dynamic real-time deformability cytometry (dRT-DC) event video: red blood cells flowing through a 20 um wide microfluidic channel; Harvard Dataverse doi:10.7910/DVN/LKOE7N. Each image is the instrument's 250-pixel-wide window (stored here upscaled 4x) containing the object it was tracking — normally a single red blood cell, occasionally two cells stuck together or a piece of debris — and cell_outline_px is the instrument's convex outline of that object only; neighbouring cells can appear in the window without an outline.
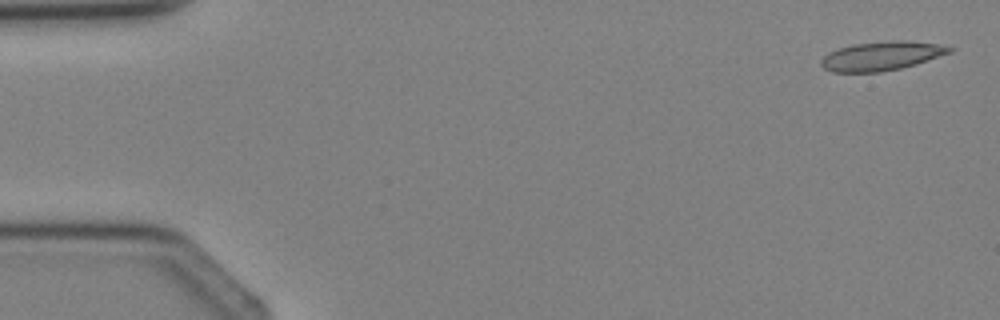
{"species": "Egyptian fruit bat (a non-hibernating species)", "species_latin": "Rousettus aegyptiacus", "temperature_condition": "cold", "stored_images_in_passage": 4, "camera_frame_rate_fps": 3000, "um_per_image_px": 0.085, "animal": {"sex": "female"}, "frame": {"image": 1, "passage_image": 1, "time_ms": 0.0, "image_size_px": [1000, 320], "cell_outline_px": [[956, 48], [952, 52], [916, 64], [900, 68], [880, 72], [832, 72], [824, 68], [820, 64], [820, 60], [828, 52], [852, 44], [892, 40], [908, 40], [936, 44]], "centroid_in_image_um": [74.93, 4.75], "position_along_channel_um": 10.1, "area_um2": 21.73}}
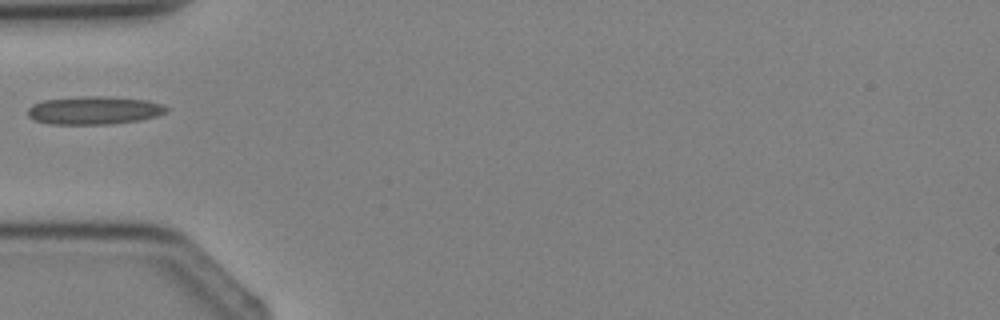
{"frame": {"image": 2, "passage_image": 4, "time_ms": 3.667, "image_size_px": [1000, 320], "cell_outline_px": [[168, 112], [156, 116], [140, 120], [108, 124], [48, 124], [32, 120], [28, 116], [28, 108], [32, 104], [44, 100], [84, 96], [108, 96], [148, 100], [164, 104], [168, 108]], "centroid_in_image_um": [8.01, 9.38], "position_along_channel_um": 77.0, "area_um2": 22.95}}